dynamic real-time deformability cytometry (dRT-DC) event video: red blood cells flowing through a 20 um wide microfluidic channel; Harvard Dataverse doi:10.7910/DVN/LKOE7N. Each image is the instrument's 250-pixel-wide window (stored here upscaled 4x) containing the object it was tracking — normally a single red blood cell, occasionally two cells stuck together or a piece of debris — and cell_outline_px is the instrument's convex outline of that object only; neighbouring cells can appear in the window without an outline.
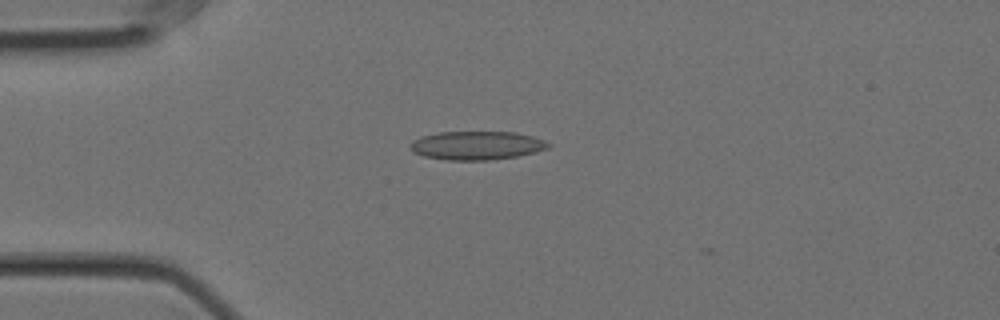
{"species": "Egyptian fruit bat (a non-hibernating species)", "species_latin": "Rousettus aegyptiacus", "temperature_condition": "cold", "stored_images_in_passage": 4, "camera_frame_rate_fps": 3000, "um_per_image_px": 0.085, "animal": {"sex": "female"}, "frame": {"image": 1, "passage_image": 1, "time_ms": 0.0, "image_size_px": [1000, 320], "cell_outline_px": [[552, 144], [548, 148], [536, 152], [516, 156], [488, 160], [448, 160], [424, 156], [412, 152], [408, 148], [408, 144], [412, 140], [420, 136], [440, 132], [516, 132], [532, 136], [544, 140]], "centroid_in_image_um": [40.48, 12.36], "position_along_channel_um": 44.5, "area_um2": 23.18}}